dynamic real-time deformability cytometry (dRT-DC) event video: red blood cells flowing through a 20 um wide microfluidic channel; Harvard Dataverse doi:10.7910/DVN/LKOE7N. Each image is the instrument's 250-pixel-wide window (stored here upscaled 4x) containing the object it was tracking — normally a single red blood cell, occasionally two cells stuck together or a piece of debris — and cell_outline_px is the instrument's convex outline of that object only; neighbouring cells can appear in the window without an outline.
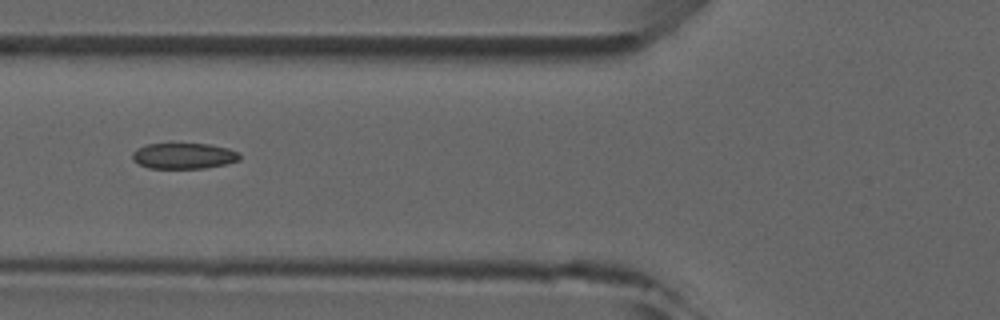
{"species": "common noctule bat (a hibernating species)", "species_latin": "Nyctalus noctula", "temperature_condition": "room temperature", "stored_images_in_passage": 7, "camera_frame_rate_fps": 3000, "um_per_image_px": 0.085, "animal": {"sex": "male", "forearm_length_mm": 52.5}, "frame": {"image": 1, "passage_image": 6, "time_ms": 5.667, "image_size_px": [1000, 320], "cell_outline_px": [[240, 160], [228, 164], [204, 168], [148, 168], [132, 160], [132, 152], [136, 148], [148, 144], [208, 144], [228, 148], [240, 152]], "centroid_in_image_um": [15.64, 13.25], "position_along_channel_um": 110.2, "area_um2": 16.24}}